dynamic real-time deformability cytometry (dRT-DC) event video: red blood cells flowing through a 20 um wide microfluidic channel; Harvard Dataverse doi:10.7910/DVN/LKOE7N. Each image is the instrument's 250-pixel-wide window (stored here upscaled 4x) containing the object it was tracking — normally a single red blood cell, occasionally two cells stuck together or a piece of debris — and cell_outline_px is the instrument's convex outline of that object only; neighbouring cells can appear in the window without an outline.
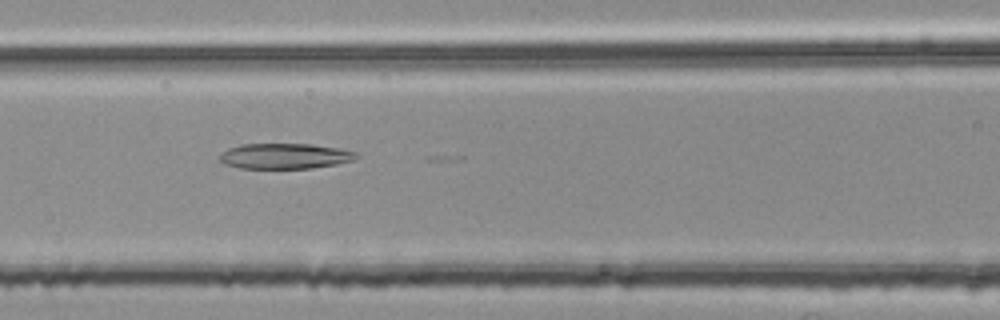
{"species": "common noctule bat (a hibernating species)", "species_latin": "Nyctalus noctula", "temperature_condition": "room temperature", "stored_images_in_passage": 11, "camera_frame_rate_fps": 3000, "um_per_image_px": 0.085, "animal": {"sex": "female", "body_mass_g": 25.1}, "frame": {"image": 1, "passage_image": 8, "time_ms": 2.333, "image_size_px": [1000, 320], "cell_outline_px": [[360, 156], [352, 160], [336, 164], [312, 168], [240, 168], [224, 164], [216, 156], [228, 148], [240, 144], [308, 144], [340, 148], [356, 152]], "centroid_in_image_um": [24.18, 13.26], "position_along_channel_um": 142.4, "area_um2": 20.35}}